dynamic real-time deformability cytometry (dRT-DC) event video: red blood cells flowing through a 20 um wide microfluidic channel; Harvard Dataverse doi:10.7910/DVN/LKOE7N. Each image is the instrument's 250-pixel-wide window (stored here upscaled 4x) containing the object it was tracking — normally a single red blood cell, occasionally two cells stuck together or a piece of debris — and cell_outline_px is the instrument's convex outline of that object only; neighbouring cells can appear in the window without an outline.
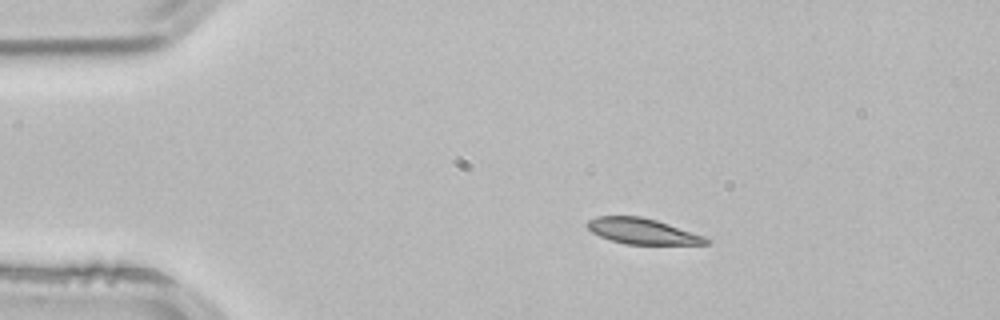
{"species": "common noctule bat (a hibernating species)", "species_latin": "Nyctalus noctula", "temperature_condition": "room temperature", "stored_images_in_passage": 2, "camera_frame_rate_fps": 3000, "um_per_image_px": 0.085, "animal": {"sex": "male", "body_mass_g": 21.5, "forearm_length_mm": 52.0}, "frame": {"image": 1, "passage_image": 1, "time_ms": 0.0, "image_size_px": [1000, 320], "cell_outline_px": [[712, 240], [708, 244], [624, 244], [600, 236], [592, 232], [584, 224], [588, 220], [596, 216], [640, 216], [656, 220], [704, 236]], "centroid_in_image_um": [54.58, 19.65], "position_along_channel_um": 30.4, "area_um2": 17.69}}